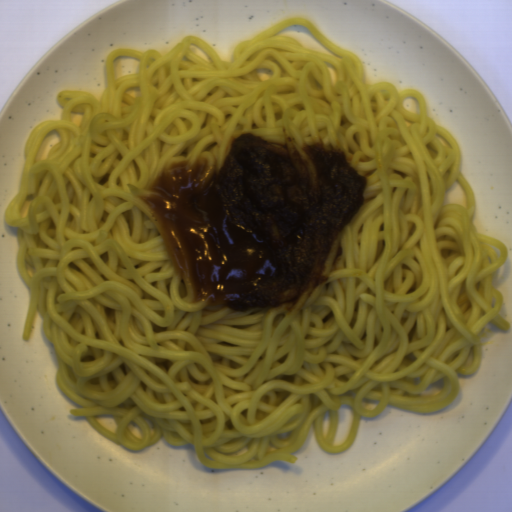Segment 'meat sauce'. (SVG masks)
Here are the masks:
<instances>
[{
	"label": "meat sauce",
	"mask_w": 512,
	"mask_h": 512,
	"mask_svg": "<svg viewBox=\"0 0 512 512\" xmlns=\"http://www.w3.org/2000/svg\"><path fill=\"white\" fill-rule=\"evenodd\" d=\"M300 152L242 133L217 173L206 157L163 166L138 196L193 301L247 312L295 303L328 282L338 233L361 210L368 178L344 151Z\"/></svg>",
	"instance_id": "meat-sauce-1"
}]
</instances>
